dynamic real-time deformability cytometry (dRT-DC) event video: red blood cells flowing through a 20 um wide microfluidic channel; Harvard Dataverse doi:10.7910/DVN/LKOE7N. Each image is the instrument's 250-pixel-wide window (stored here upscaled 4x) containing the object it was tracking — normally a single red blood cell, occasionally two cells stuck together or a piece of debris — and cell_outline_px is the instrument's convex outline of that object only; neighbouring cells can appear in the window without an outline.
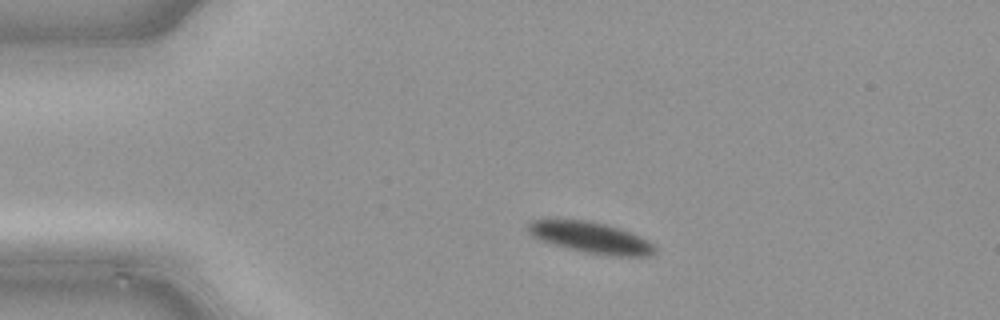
{"species": "common noctule bat (a hibernating species)", "species_latin": "Nyctalus noctula", "temperature_condition": "cold", "stored_images_in_passage": 45, "camera_frame_rate_fps": 3000, "um_per_image_px": 0.085, "animal": {"sex": "male", "body_mass_g": 21.5, "forearm_length_mm": 52.0}, "frame": {"image": 1, "passage_image": 6, "time_ms": 1.667, "image_size_px": [1000, 320], "cell_outline_px": [[656, 252], [652, 256], [612, 256], [584, 252], [552, 244], [540, 240], [532, 236], [528, 232], [528, 224], [532, 220], [588, 220], [604, 224], [628, 232], [652, 244], [656, 248]], "centroid_in_image_um": [50.19, 20.21], "position_along_channel_um": 34.8, "area_um2": 22.54}}
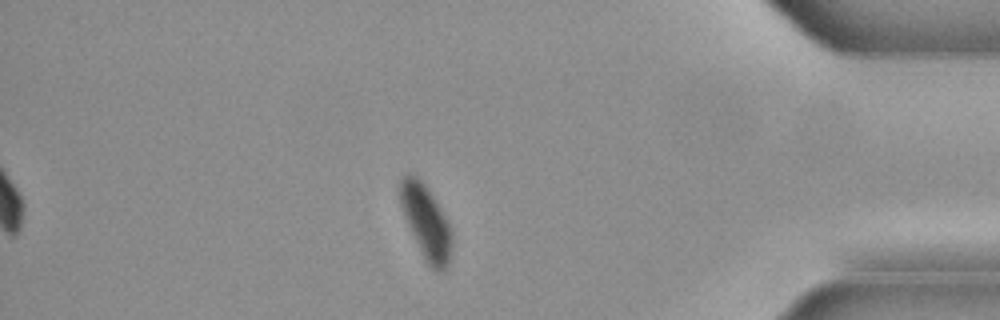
{"frame": {"image": 2, "passage_image": 38, "time_ms": 12.333, "image_size_px": [1000, 320], "cell_outline_px": [[452, 244], [448, 268], [440, 272], [436, 272], [428, 264], [408, 224], [400, 204], [400, 176], [416, 176], [428, 188], [448, 220], [452, 232]], "centroid_in_image_um": [36.26, 18.9], "position_along_channel_um": 398.9, "area_um2": 21.85}}
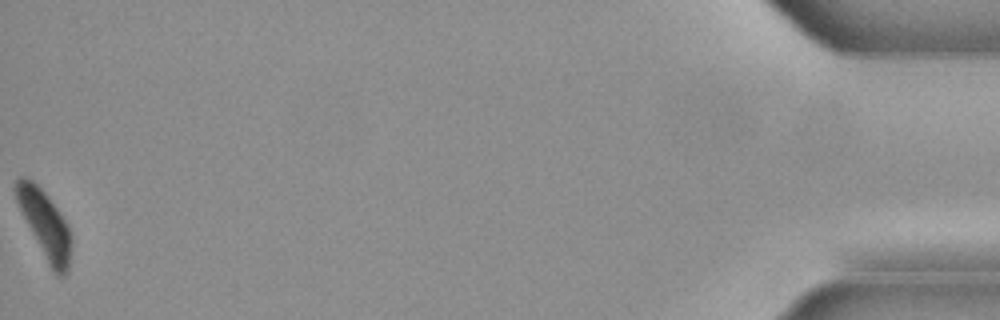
{"frame": {"image": 3, "passage_image": 45, "time_ms": 14.667, "image_size_px": [1000, 320], "cell_outline_px": [[72, 244], [68, 272], [64, 276], [56, 276], [52, 272], [16, 200], [16, 180], [20, 176], [28, 176], [48, 196], [68, 224], [72, 236]], "centroid_in_image_um": [3.87, 19.12], "position_along_channel_um": 431.3, "area_um2": 21.44}}